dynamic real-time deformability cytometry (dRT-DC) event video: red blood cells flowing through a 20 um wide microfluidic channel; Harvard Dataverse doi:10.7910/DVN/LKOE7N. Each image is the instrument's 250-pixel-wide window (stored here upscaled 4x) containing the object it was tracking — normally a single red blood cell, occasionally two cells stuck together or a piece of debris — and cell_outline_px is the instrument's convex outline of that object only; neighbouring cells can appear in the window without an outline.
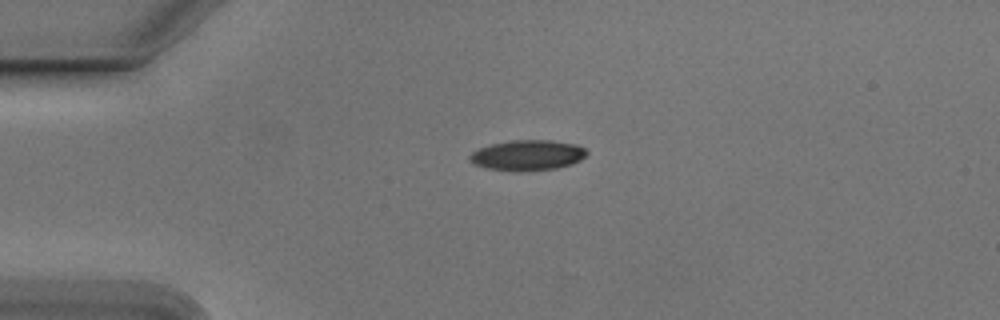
{"species": "Egyptian fruit bat (a non-hibernating species)", "species_latin": "Rousettus aegyptiacus", "temperature_condition": "cold", "stored_images_in_passage": 45, "camera_frame_rate_fps": 3000, "um_per_image_px": 0.085, "animal": {"sex": "male"}, "frame": {"image": 1, "passage_image": 3, "time_ms": 0.667, "image_size_px": [1000, 320], "cell_outline_px": [[588, 152], [580, 160], [572, 164], [556, 168], [520, 172], [516, 172], [488, 168], [472, 164], [468, 160], [468, 156], [472, 152], [480, 148], [492, 144], [512, 140], [552, 140], [576, 144], [584, 148]], "centroid_in_image_um": [44.82, 13.2], "position_along_channel_um": 40.2, "area_um2": 20.87}}
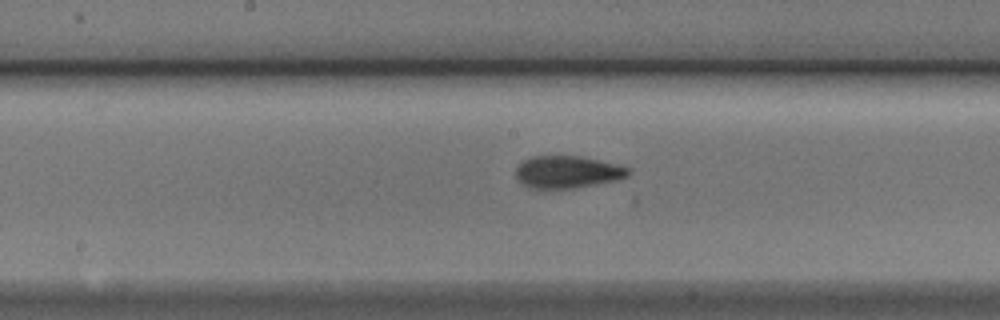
{"frame": {"image": 2, "passage_image": 18, "time_ms": 5.667, "image_size_px": [1000, 320], "cell_outline_px": [[632, 172], [628, 176], [620, 180], [576, 188], [544, 192], [528, 188], [520, 184], [516, 180], [516, 168], [524, 160], [532, 156], [580, 156], [628, 168]], "centroid_in_image_um": [48.15, 14.69], "position_along_channel_um": 200.0, "area_um2": 21.91}}
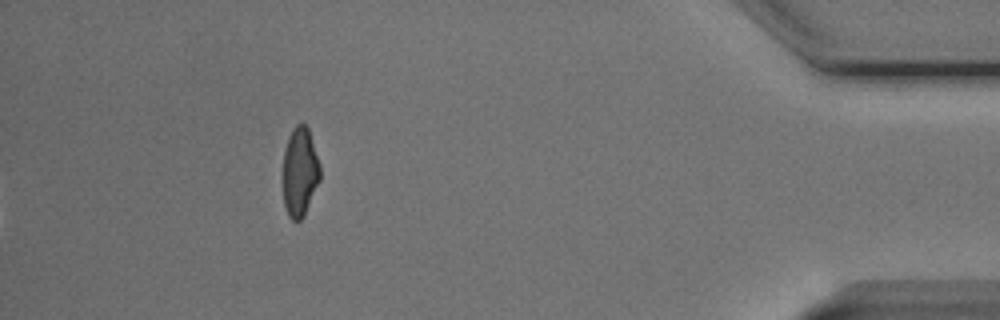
{"frame": {"image": 3, "passage_image": 39, "time_ms": 12.667, "image_size_px": [1000, 320], "cell_outline_px": [[320, 180], [304, 216], [300, 220], [292, 220], [288, 216], [284, 204], [284, 152], [288, 136], [292, 128], [296, 124], [304, 124], [308, 128], [320, 164]], "centroid_in_image_um": [25.5, 14.61], "position_along_channel_um": 409.7, "area_um2": 19.19}}